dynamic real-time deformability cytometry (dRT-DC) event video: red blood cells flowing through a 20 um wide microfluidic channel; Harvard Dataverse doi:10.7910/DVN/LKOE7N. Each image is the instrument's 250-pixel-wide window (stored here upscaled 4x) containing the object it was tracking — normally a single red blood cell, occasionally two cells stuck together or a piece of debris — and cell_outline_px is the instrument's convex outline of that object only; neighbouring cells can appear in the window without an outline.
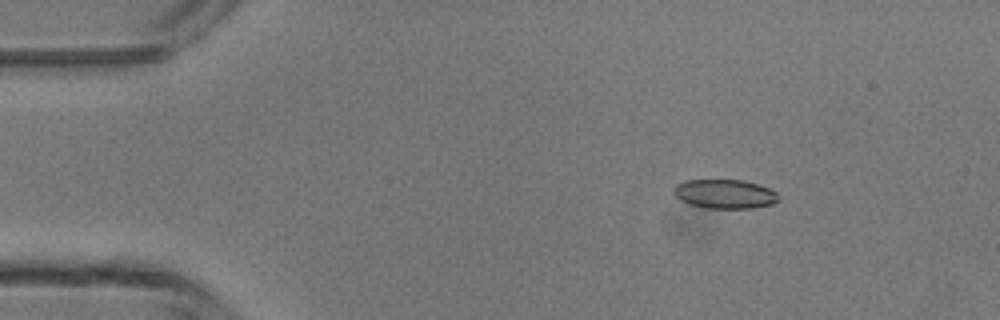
{"species": "common noctule bat (a hibernating species)", "species_latin": "Nyctalus noctula", "temperature_condition": "room temperature", "stored_images_in_passage": 4, "camera_frame_rate_fps": 3000, "um_per_image_px": 0.085, "animal": {"sex": "male", "body_mass_g": 13.3}, "frame": {"image": 1, "passage_image": 2, "time_ms": 1.0, "image_size_px": [1000, 320], "cell_outline_px": [[780, 200], [772, 204], [752, 208], [708, 208], [688, 204], [680, 200], [672, 192], [672, 188], [676, 184], [684, 180], [744, 180], [768, 188], [776, 192]], "centroid_in_image_um": [61.57, 16.48], "position_along_channel_um": 23.4, "area_um2": 17.86}}
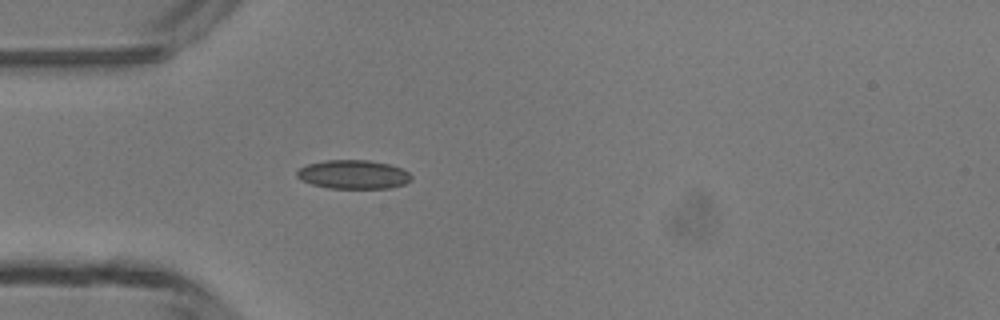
{"frame": {"image": 2, "passage_image": 4, "time_ms": 3.333, "image_size_px": [1000, 320], "cell_outline_px": [[412, 180], [404, 184], [392, 188], [328, 188], [312, 184], [300, 180], [296, 176], [296, 172], [300, 168], [308, 164], [324, 160], [368, 160], [388, 164], [400, 168], [408, 172], [412, 176]], "centroid_in_image_um": [30.03, 14.83], "position_along_channel_um": 55.0, "area_um2": 19.25}}